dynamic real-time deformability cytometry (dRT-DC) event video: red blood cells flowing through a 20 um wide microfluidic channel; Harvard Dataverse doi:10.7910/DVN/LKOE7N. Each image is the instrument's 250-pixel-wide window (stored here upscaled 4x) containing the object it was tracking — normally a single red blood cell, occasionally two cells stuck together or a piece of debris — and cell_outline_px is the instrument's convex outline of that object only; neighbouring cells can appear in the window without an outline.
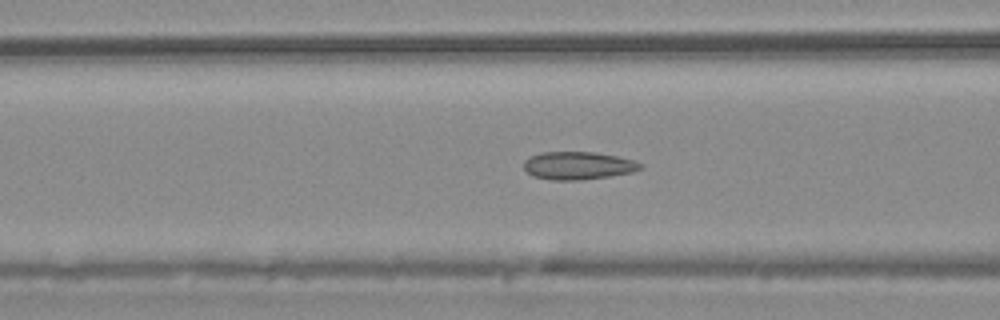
{"species": "common noctule bat (a hibernating species)", "species_latin": "Nyctalus noctula", "temperature_condition": "warm", "stored_images_in_passage": 54, "camera_frame_rate_fps": 3000, "um_per_image_px": 0.085, "animal": {"sex": "male", "body_mass_g": 20.4}, "frame": {"image": 1, "passage_image": 21, "time_ms": 6.667, "image_size_px": [1000, 320], "cell_outline_px": [[644, 168], [632, 172], [608, 176], [580, 180], [552, 180], [532, 176], [524, 168], [524, 160], [528, 156], [540, 152], [596, 152], [616, 156], [632, 160], [644, 164]], "centroid_in_image_um": [49.12, 14.07], "position_along_channel_um": 117.5, "area_um2": 19.02}}
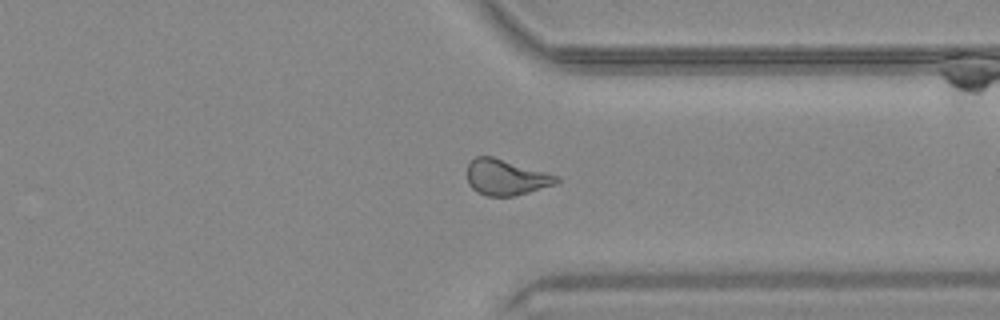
{"frame": {"image": 2, "passage_image": 41, "time_ms": 13.333, "image_size_px": [1000, 320], "cell_outline_px": [[560, 180], [556, 184], [528, 192], [512, 196], [488, 196], [476, 192], [468, 184], [468, 164], [476, 156], [492, 156], [560, 176]], "centroid_in_image_um": [43.01, 15.07], "position_along_channel_um": 368.4, "area_um2": 18.55}}
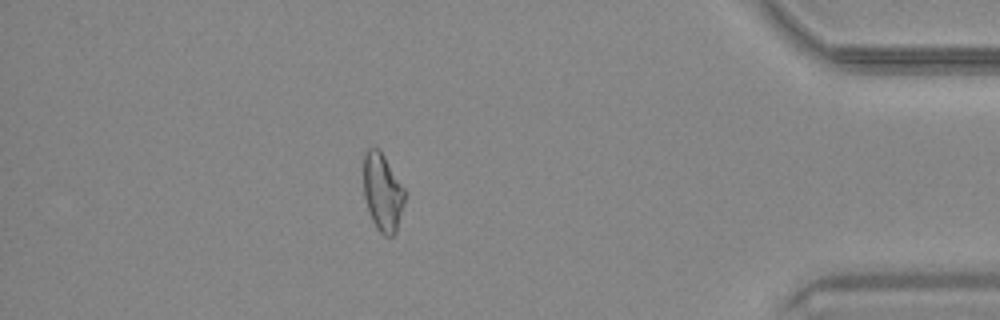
{"frame": {"image": 3, "passage_image": 47, "time_ms": 15.333, "image_size_px": [1000, 320], "cell_outline_px": [[404, 204], [396, 232], [392, 236], [384, 236], [376, 228], [372, 220], [364, 196], [364, 152], [368, 148], [376, 148], [384, 156], [404, 188]], "centroid_in_image_um": [32.51, 16.37], "position_along_channel_um": 402.7, "area_um2": 18.38}, "authors_computed_cell_mechanics": {"area_um2": 19.2763, "velocity_mm_per_s": 3.7714, "shape_relaxation_time_tau1_ms": null, "shape_relaxation_time_tau2_ms": 2.2311, "deformation_change_tau1": null, "deformation_change_tau2": 0.0865}}